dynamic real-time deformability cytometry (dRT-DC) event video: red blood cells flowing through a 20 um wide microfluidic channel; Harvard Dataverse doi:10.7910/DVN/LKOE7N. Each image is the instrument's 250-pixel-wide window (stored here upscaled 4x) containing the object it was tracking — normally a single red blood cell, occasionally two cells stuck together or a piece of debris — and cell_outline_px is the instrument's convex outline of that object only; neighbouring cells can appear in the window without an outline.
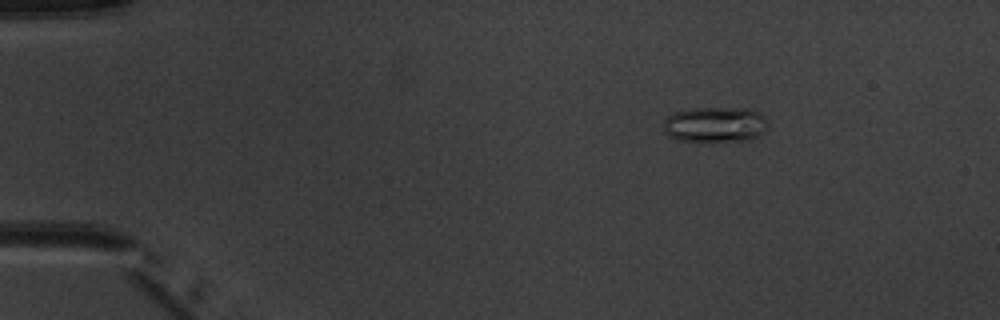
{"species": "common noctule bat (a hibernating species)", "species_latin": "Nyctalus noctula", "temperature_condition": "warm", "stored_images_in_passage": 4, "camera_frame_rate_fps": 3000, "um_per_image_px": 0.085, "animal": {"sex": "male", "body_mass_g": 20.1, "forearm_length_mm": 53.5}, "frame": {"image": 1, "passage_image": 1, "time_ms": 0.0, "image_size_px": [1000, 320], "cell_outline_px": [[768, 128], [764, 132], [748, 140], [680, 140], [668, 136], [664, 128], [664, 120], [668, 116], [676, 112], [696, 108], [752, 108], [760, 112], [768, 120]], "centroid_in_image_um": [60.85, 10.56], "position_along_channel_um": 24.2, "area_um2": 21.39}}
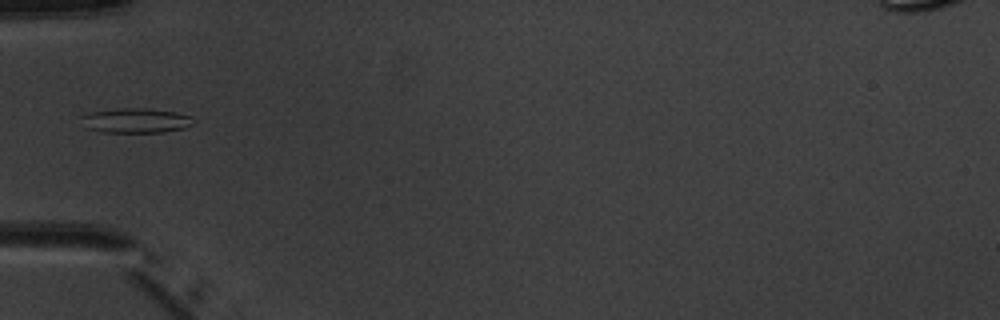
{"frame": {"image": 2, "passage_image": 4, "time_ms": 3.333, "image_size_px": [1000, 320], "cell_outline_px": [[192, 124], [184, 128], [164, 132], [100, 132], [84, 128], [80, 116], [92, 112], [116, 108], [148, 108], [176, 112], [192, 116]], "centroid_in_image_um": [11.5, 10.24], "position_along_channel_um": 73.5, "area_um2": 16.3}}